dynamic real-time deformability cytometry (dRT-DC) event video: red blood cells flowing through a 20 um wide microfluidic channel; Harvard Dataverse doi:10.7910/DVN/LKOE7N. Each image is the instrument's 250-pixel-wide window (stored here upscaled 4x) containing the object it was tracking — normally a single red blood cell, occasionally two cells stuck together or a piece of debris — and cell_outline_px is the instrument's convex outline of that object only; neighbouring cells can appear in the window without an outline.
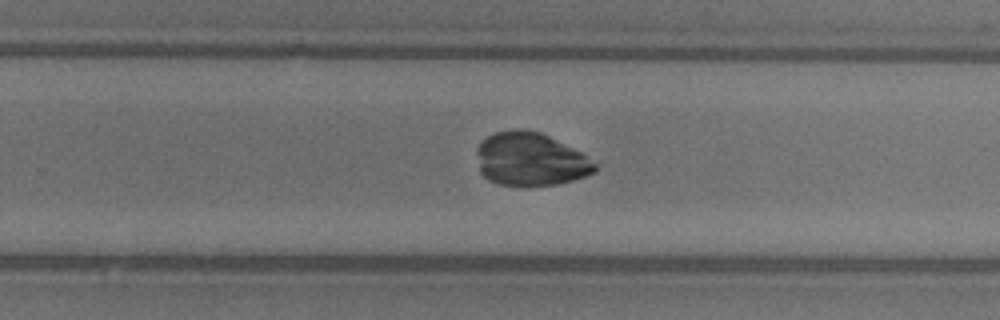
{"species": "common noctule bat (a hibernating species)", "species_latin": "Nyctalus noctula", "temperature_condition": "warm", "stored_images_in_passage": 32, "camera_frame_rate_fps": 3000, "um_per_image_px": 0.085, "animal": {"sex": "female"}, "frame": {"image": 1, "passage_image": 16, "time_ms": 5.0, "image_size_px": [1000, 320], "cell_outline_px": [[596, 172], [572, 180], [556, 184], [500, 184], [488, 180], [480, 172], [480, 144], [488, 136], [496, 132], [520, 128], [524, 128], [540, 132], [580, 152], [596, 164]], "centroid_in_image_um": [45.12, 13.52], "position_along_channel_um": 284.7, "area_um2": 35.55}}